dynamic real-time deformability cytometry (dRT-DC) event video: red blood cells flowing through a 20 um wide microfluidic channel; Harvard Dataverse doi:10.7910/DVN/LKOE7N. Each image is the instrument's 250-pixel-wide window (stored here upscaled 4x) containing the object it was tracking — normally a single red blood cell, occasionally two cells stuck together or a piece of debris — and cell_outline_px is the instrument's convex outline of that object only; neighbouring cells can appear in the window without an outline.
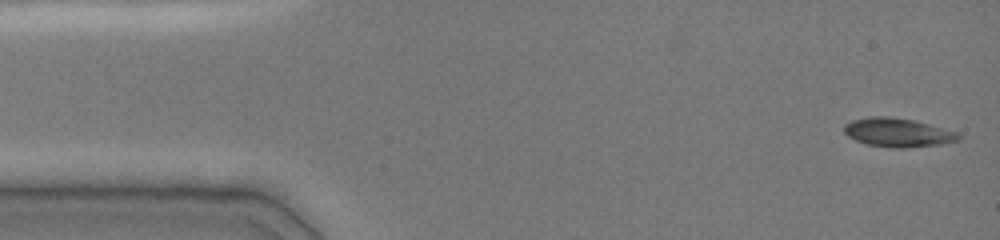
{"species": "common noctule bat (a hibernating species)", "species_latin": "Nyctalus noctula", "temperature_condition": "cold", "stored_images_in_passage": 2, "camera_frame_rate_fps": 3000, "um_per_image_px": 0.085, "animal": {"sex": "female", "body_mass_g": 19.0, "forearm_length_mm": 51.5}, "frame": {"image": 1, "passage_image": 2, "time_ms": 0.667, "image_size_px": [1000, 240], "cell_outline_px": [[960, 140], [940, 144], [904, 148], [892, 148], [868, 144], [856, 140], [848, 136], [844, 132], [844, 124], [852, 120], [868, 116], [888, 116], [916, 120], [944, 128], [956, 132], [960, 136]], "centroid_in_image_um": [76.3, 11.25], "position_along_channel_um": 8.7, "area_um2": 19.25}}